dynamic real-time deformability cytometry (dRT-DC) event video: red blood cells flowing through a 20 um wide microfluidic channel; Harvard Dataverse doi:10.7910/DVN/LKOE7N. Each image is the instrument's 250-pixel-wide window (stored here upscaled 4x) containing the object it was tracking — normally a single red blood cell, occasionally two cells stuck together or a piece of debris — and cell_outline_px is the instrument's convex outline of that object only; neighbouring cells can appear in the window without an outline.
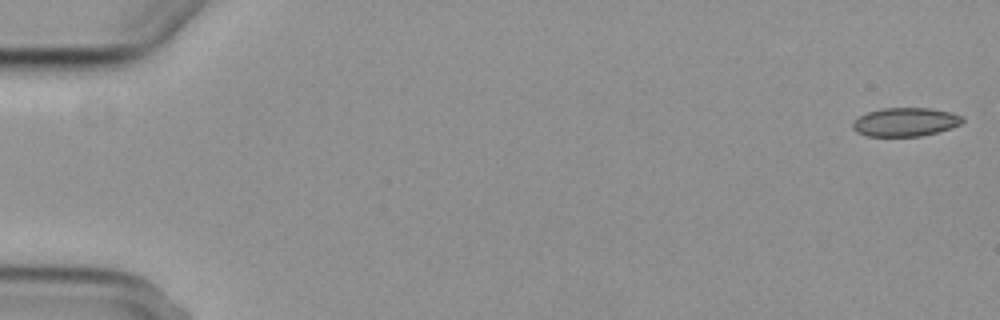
{"species": "common noctule bat (a hibernating species)", "species_latin": "Nyctalus noctula", "temperature_condition": "cold", "stored_images_in_passage": 6, "segment_of_instrument_passage": [2, 2], "camera_frame_rate_fps": 3000, "um_per_image_px": 0.085, "animal": {"sex": "female", "body_mass_g": 29.2, "forearm_length_mm": 56.3}, "frame": {"image": 1, "passage_image": 6, "time_ms": 6.0, "image_size_px": [1000, 320], "cell_outline_px": [[964, 120], [960, 124], [952, 128], [920, 136], [868, 136], [856, 132], [852, 128], [852, 124], [860, 116], [868, 112], [884, 108], [928, 108], [948, 112], [964, 116]], "centroid_in_image_um": [76.96, 10.37], "position_along_channel_um": 8.0, "area_um2": 18.15}}